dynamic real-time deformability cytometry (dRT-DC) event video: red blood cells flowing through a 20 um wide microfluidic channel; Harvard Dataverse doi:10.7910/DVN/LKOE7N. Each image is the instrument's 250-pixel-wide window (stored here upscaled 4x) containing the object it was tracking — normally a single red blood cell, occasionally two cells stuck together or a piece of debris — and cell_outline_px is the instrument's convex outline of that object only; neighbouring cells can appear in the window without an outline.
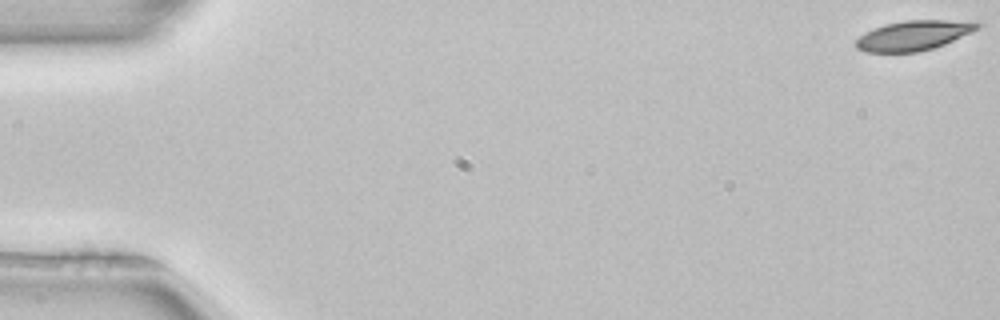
{"species": "common noctule bat (a hibernating species)", "species_latin": "Nyctalus noctula", "temperature_condition": "room temperature", "stored_images_in_passage": 16, "camera_frame_rate_fps": 3000, "um_per_image_px": 0.085, "animal": {"sex": "female", "body_mass_g": 22.7, "forearm_length_mm": 54.2}, "frame": {"image": 1, "passage_image": 1, "time_ms": 0.0, "image_size_px": [1000, 320], "cell_outline_px": [[984, 24], [980, 28], [972, 32], [944, 44], [932, 48], [916, 52], [864, 52], [856, 48], [856, 40], [860, 36], [884, 24], [904, 20], [944, 20]], "centroid_in_image_um": [77.64, 3.02], "position_along_channel_um": 7.4, "area_um2": 20.75}}
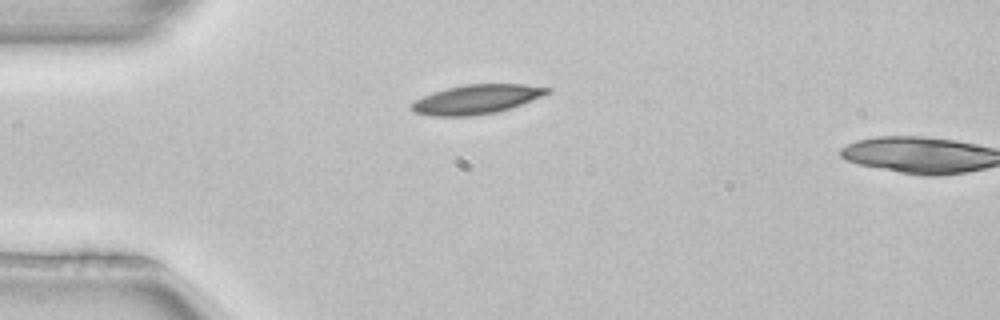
{"frame": {"image": 2, "passage_image": 14, "time_ms": 4.333, "image_size_px": [1000, 320], "cell_outline_px": [[552, 92], [544, 96], [496, 112], [472, 116], [432, 116], [412, 112], [408, 108], [408, 104], [424, 96], [448, 88], [464, 84], [524, 84], [552, 88]], "centroid_in_image_um": [40.49, 8.44], "position_along_channel_um": 44.5, "area_um2": 23.18}}